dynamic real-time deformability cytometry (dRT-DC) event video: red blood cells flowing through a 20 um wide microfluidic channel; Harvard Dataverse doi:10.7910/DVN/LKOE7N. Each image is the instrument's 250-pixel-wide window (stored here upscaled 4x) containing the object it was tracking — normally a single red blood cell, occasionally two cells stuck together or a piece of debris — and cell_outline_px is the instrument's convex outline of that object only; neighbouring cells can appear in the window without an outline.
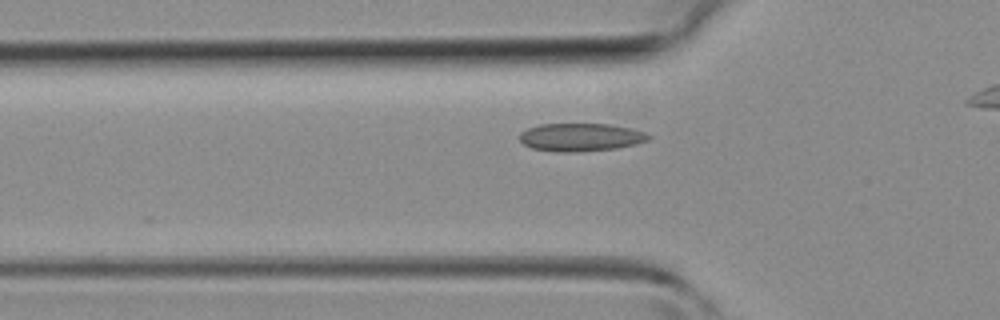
{"species": "common noctule bat (a hibernating species)", "species_latin": "Nyctalus noctula", "temperature_condition": "room temperature", "stored_images_in_passage": 24, "camera_frame_rate_fps": 3000, "um_per_image_px": 0.085, "animal": {"sex": "female", "body_mass_g": 19.3, "forearm_length_mm": 54.1}, "frame": {"image": 1, "passage_image": 3, "time_ms": 0.667, "image_size_px": [1000, 320], "cell_outline_px": [[652, 136], [648, 140], [636, 144], [616, 148], [572, 152], [560, 152], [532, 148], [524, 144], [520, 140], [520, 132], [528, 128], [540, 124], [608, 124], [632, 128], [644, 132]], "centroid_in_image_um": [49.37, 11.66], "position_along_channel_um": 76.4, "area_um2": 20.92}}
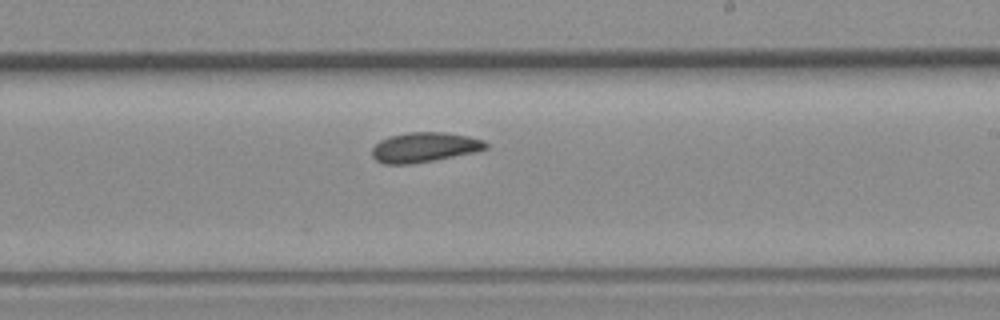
{"frame": {"image": 2, "passage_image": 14, "time_ms": 4.333, "image_size_px": [1000, 320], "cell_outline_px": [[488, 148], [476, 152], [436, 160], [412, 164], [384, 164], [376, 160], [372, 156], [372, 148], [380, 140], [388, 136], [408, 132], [444, 132], [468, 136], [484, 140], [488, 144]], "centroid_in_image_um": [36.08, 12.52], "position_along_channel_um": 252.9, "area_um2": 20.0}}
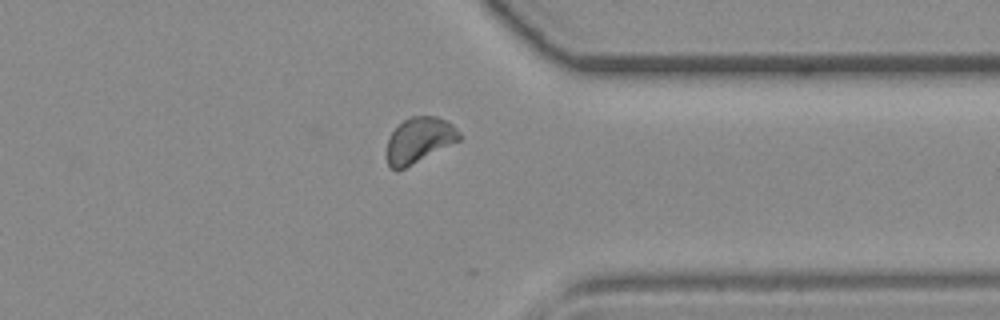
{"frame": {"image": 3, "passage_image": 22, "time_ms": 7.0, "image_size_px": [1000, 320], "cell_outline_px": [[464, 136], [460, 140], [396, 172], [388, 164], [384, 152], [388, 136], [408, 116], [436, 116], [452, 124]], "centroid_in_image_um": [35.59, 11.91], "position_along_channel_um": 375.8, "area_um2": 19.42}}